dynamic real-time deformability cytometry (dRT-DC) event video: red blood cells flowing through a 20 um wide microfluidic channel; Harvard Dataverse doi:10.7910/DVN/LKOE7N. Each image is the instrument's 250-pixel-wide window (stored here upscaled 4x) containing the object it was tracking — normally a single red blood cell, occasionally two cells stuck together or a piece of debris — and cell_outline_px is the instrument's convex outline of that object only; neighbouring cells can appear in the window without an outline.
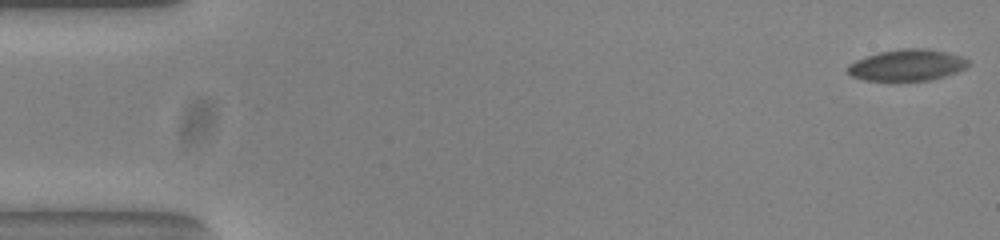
{"species": "common noctule bat (a hibernating species)", "species_latin": "Nyctalus noctula", "temperature_condition": "warm", "stored_images_in_passage": 54, "camera_frame_rate_fps": 3000, "um_per_image_px": 0.085, "animal": {"sex": "female", "body_mass_g": 23.0, "forearm_length_mm": 53.4}, "frame": {"image": 1, "passage_image": 1, "time_ms": 0.0, "image_size_px": [1000, 240], "cell_outline_px": [[968, 64], [964, 68], [956, 72], [944, 76], [928, 80], [900, 84], [864, 80], [852, 76], [848, 72], [848, 64], [856, 60], [880, 52], [904, 48], [928, 48], [960, 56], [968, 60]], "centroid_in_image_um": [77.05, 5.58], "position_along_channel_um": 7.9, "area_um2": 22.54}}
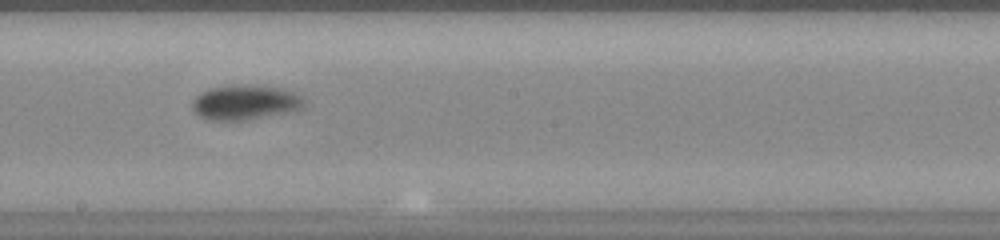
{"frame": {"image": 2, "passage_image": 30, "time_ms": 9.667, "image_size_px": [1000, 240], "cell_outline_px": [[304, 108], [292, 112], [240, 120], [208, 120], [200, 116], [192, 108], [192, 100], [200, 92], [208, 88], [284, 88], [300, 96], [304, 100]], "centroid_in_image_um": [20.84, 8.76], "position_along_channel_um": 227.4, "area_um2": 21.62}}
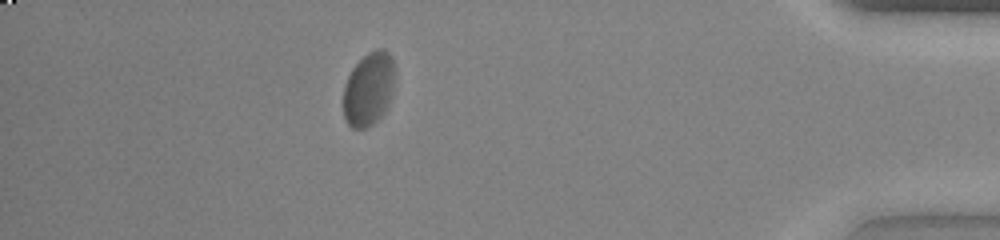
{"frame": {"image": 3, "passage_image": 48, "time_ms": 15.667, "image_size_px": [1000, 240], "cell_outline_px": [[396, 72], [392, 96], [384, 112], [372, 124], [364, 128], [352, 128], [344, 120], [344, 84], [352, 68], [368, 52], [376, 48], [384, 48], [392, 56], [396, 68]], "centroid_in_image_um": [31.37, 7.52], "position_along_channel_um": 403.8, "area_um2": 22.43}, "authors_computed_cell_mechanics": {"area_um2": 22.1374, "velocity_mm_per_s": 3.757, "shape_relaxation_time_tau1_ms": 4.1649, "shape_relaxation_time_tau2_ms": 1.2618, "deformation_change_tau1": 0.1255, "deformation_change_tau2": 0.039}}